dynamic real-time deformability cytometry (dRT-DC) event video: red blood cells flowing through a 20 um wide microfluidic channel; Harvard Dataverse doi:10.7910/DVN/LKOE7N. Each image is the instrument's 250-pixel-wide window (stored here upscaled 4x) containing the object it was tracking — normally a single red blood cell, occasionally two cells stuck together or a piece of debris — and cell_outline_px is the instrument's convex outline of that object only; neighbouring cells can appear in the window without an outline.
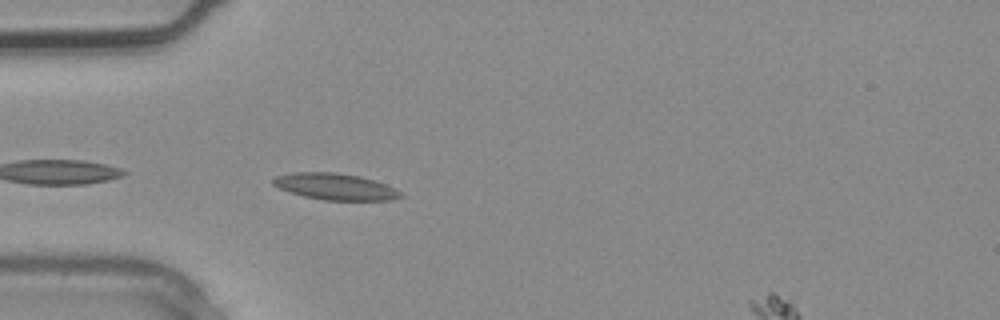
{"species": "common noctule bat (a hibernating species)", "species_latin": "Nyctalus noctula", "temperature_condition": "warm", "stored_images_in_passage": 5, "camera_frame_rate_fps": 3000, "um_per_image_px": 0.085, "animal": {"sex": "male", "body_mass_g": 20.4}, "frame": {"image": 1, "passage_image": 4, "time_ms": 1.0, "image_size_px": [1000, 320], "cell_outline_px": [[404, 196], [392, 200], [324, 200], [304, 196], [288, 192], [272, 184], [272, 180], [276, 176], [292, 172], [336, 172], [360, 176], [384, 184], [400, 192]], "centroid_in_image_um": [28.45, 15.86], "position_along_channel_um": 56.5, "area_um2": 19.54}}